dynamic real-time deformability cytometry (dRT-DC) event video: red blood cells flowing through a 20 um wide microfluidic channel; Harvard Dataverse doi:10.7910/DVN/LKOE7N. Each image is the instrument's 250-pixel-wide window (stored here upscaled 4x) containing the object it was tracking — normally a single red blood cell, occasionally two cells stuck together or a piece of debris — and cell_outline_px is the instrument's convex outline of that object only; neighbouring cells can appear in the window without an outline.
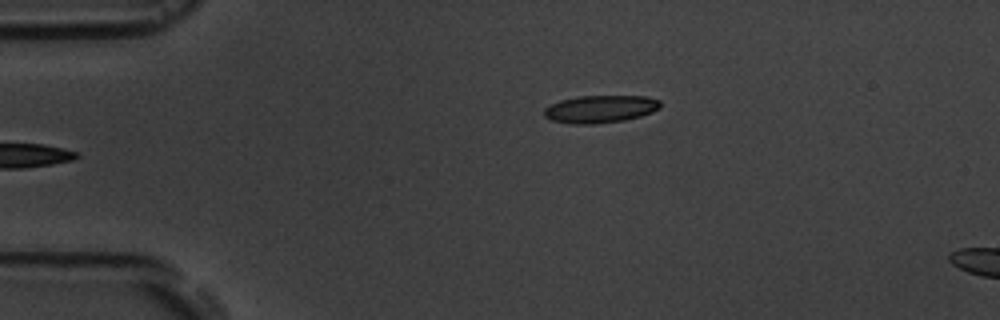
{"species": "common noctule bat (a hibernating species)", "species_latin": "Nyctalus noctula", "temperature_condition": "room temperature", "stored_images_in_passage": 4, "camera_frame_rate_fps": 3000, "um_per_image_px": 0.085, "animal": {"sex": "male", "body_mass_g": 19.5, "forearm_length_mm": 54.6}, "frame": {"image": 1, "passage_image": 4, "time_ms": 3.333, "image_size_px": [1000, 320], "cell_outline_px": [[660, 108], [652, 112], [640, 116], [624, 120], [592, 124], [572, 124], [552, 120], [544, 116], [544, 108], [560, 100], [576, 96], [648, 96], [660, 100]], "centroid_in_image_um": [51.03, 9.26], "position_along_channel_um": 34.0, "area_um2": 18.67}}